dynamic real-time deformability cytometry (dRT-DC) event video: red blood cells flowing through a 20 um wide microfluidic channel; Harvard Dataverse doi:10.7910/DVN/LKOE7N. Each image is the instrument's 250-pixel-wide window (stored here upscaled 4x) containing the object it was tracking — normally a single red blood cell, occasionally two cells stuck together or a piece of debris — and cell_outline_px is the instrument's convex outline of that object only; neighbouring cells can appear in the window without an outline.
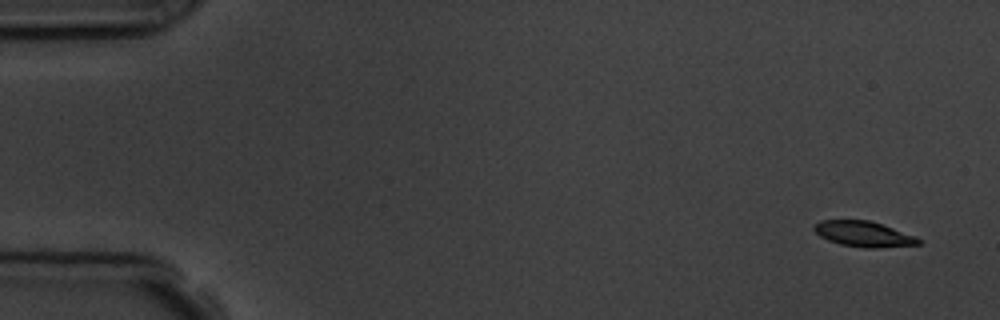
{"species": "common noctule bat (a hibernating species)", "species_latin": "Nyctalus noctula", "temperature_condition": "room temperature", "stored_images_in_passage": 6, "camera_frame_rate_fps": 3000, "um_per_image_px": 0.085, "animal": {"sex": "male", "body_mass_g": 19.5, "forearm_length_mm": 54.6}, "frame": {"image": 1, "passage_image": 1, "time_ms": 0.0, "image_size_px": [1000, 320], "cell_outline_px": [[920, 244], [876, 248], [864, 248], [840, 244], [828, 240], [820, 236], [812, 228], [820, 220], [868, 220], [916, 236], [920, 240]], "centroid_in_image_um": [73.39, 19.89], "position_along_channel_um": 11.6, "area_um2": 15.32}}
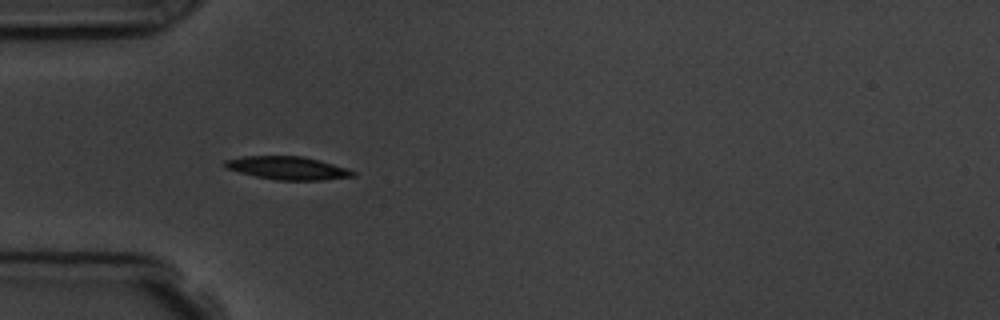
{"frame": {"image": 2, "passage_image": 5, "time_ms": 4.667, "image_size_px": [1000, 320], "cell_outline_px": [[356, 176], [320, 180], [276, 180], [256, 176], [224, 168], [220, 164], [224, 160], [244, 156], [304, 156], [320, 160], [348, 168], [356, 172]], "centroid_in_image_um": [24.43, 14.27], "position_along_channel_um": 60.6, "area_um2": 17.4}}